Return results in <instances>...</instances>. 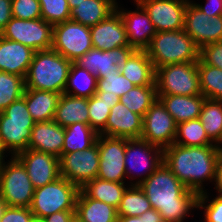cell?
Listing matches in <instances>:
<instances>
[{"label": "cell", "instance_id": "f546056e", "mask_svg": "<svg viewBox=\"0 0 222 222\" xmlns=\"http://www.w3.org/2000/svg\"><path fill=\"white\" fill-rule=\"evenodd\" d=\"M125 184V182H111L95 178L81 189L90 198L109 204L117 209L124 192L129 187Z\"/></svg>", "mask_w": 222, "mask_h": 222}, {"label": "cell", "instance_id": "60d3db41", "mask_svg": "<svg viewBox=\"0 0 222 222\" xmlns=\"http://www.w3.org/2000/svg\"><path fill=\"white\" fill-rule=\"evenodd\" d=\"M41 17L51 25L70 20L68 0H39Z\"/></svg>", "mask_w": 222, "mask_h": 222}, {"label": "cell", "instance_id": "e0dca14e", "mask_svg": "<svg viewBox=\"0 0 222 222\" xmlns=\"http://www.w3.org/2000/svg\"><path fill=\"white\" fill-rule=\"evenodd\" d=\"M148 13L156 32L182 30L187 2L183 0H135Z\"/></svg>", "mask_w": 222, "mask_h": 222}, {"label": "cell", "instance_id": "d6986e66", "mask_svg": "<svg viewBox=\"0 0 222 222\" xmlns=\"http://www.w3.org/2000/svg\"><path fill=\"white\" fill-rule=\"evenodd\" d=\"M134 2L137 5L135 11L120 9L118 2L116 10L120 13L124 22L130 47L145 51L156 34V30L145 9L135 0Z\"/></svg>", "mask_w": 222, "mask_h": 222}, {"label": "cell", "instance_id": "f6af8a7d", "mask_svg": "<svg viewBox=\"0 0 222 222\" xmlns=\"http://www.w3.org/2000/svg\"><path fill=\"white\" fill-rule=\"evenodd\" d=\"M0 222H37L30 208L6 206Z\"/></svg>", "mask_w": 222, "mask_h": 222}, {"label": "cell", "instance_id": "484cf974", "mask_svg": "<svg viewBox=\"0 0 222 222\" xmlns=\"http://www.w3.org/2000/svg\"><path fill=\"white\" fill-rule=\"evenodd\" d=\"M75 215L82 222H117V209L109 204L90 198L79 190Z\"/></svg>", "mask_w": 222, "mask_h": 222}, {"label": "cell", "instance_id": "1f68e13d", "mask_svg": "<svg viewBox=\"0 0 222 222\" xmlns=\"http://www.w3.org/2000/svg\"><path fill=\"white\" fill-rule=\"evenodd\" d=\"M65 129L62 153L83 151L93 146L99 134L86 123H74Z\"/></svg>", "mask_w": 222, "mask_h": 222}, {"label": "cell", "instance_id": "603a6c76", "mask_svg": "<svg viewBox=\"0 0 222 222\" xmlns=\"http://www.w3.org/2000/svg\"><path fill=\"white\" fill-rule=\"evenodd\" d=\"M36 51L0 36V71L26 77Z\"/></svg>", "mask_w": 222, "mask_h": 222}, {"label": "cell", "instance_id": "7c38bea8", "mask_svg": "<svg viewBox=\"0 0 222 222\" xmlns=\"http://www.w3.org/2000/svg\"><path fill=\"white\" fill-rule=\"evenodd\" d=\"M99 162L97 142L83 151L62 153L59 157L60 176L81 189L97 178Z\"/></svg>", "mask_w": 222, "mask_h": 222}, {"label": "cell", "instance_id": "52a82bcc", "mask_svg": "<svg viewBox=\"0 0 222 222\" xmlns=\"http://www.w3.org/2000/svg\"><path fill=\"white\" fill-rule=\"evenodd\" d=\"M157 95H202L197 62L168 64L156 69Z\"/></svg>", "mask_w": 222, "mask_h": 222}, {"label": "cell", "instance_id": "ba28073f", "mask_svg": "<svg viewBox=\"0 0 222 222\" xmlns=\"http://www.w3.org/2000/svg\"><path fill=\"white\" fill-rule=\"evenodd\" d=\"M11 161H4L0 173V198L8 207L30 208L34 187L23 163L11 156Z\"/></svg>", "mask_w": 222, "mask_h": 222}, {"label": "cell", "instance_id": "44dd1931", "mask_svg": "<svg viewBox=\"0 0 222 222\" xmlns=\"http://www.w3.org/2000/svg\"><path fill=\"white\" fill-rule=\"evenodd\" d=\"M92 46L99 50H112L130 46L124 22L115 10L106 19L90 27Z\"/></svg>", "mask_w": 222, "mask_h": 222}, {"label": "cell", "instance_id": "cb8c5ba5", "mask_svg": "<svg viewBox=\"0 0 222 222\" xmlns=\"http://www.w3.org/2000/svg\"><path fill=\"white\" fill-rule=\"evenodd\" d=\"M157 98L177 124L199 118L205 101L203 95H157Z\"/></svg>", "mask_w": 222, "mask_h": 222}, {"label": "cell", "instance_id": "bcb514c9", "mask_svg": "<svg viewBox=\"0 0 222 222\" xmlns=\"http://www.w3.org/2000/svg\"><path fill=\"white\" fill-rule=\"evenodd\" d=\"M162 217L159 212L155 209H149L141 216L131 217V216H118L117 222H161Z\"/></svg>", "mask_w": 222, "mask_h": 222}, {"label": "cell", "instance_id": "f1b7e54d", "mask_svg": "<svg viewBox=\"0 0 222 222\" xmlns=\"http://www.w3.org/2000/svg\"><path fill=\"white\" fill-rule=\"evenodd\" d=\"M116 0H84L70 10L71 20L85 26H94L116 10Z\"/></svg>", "mask_w": 222, "mask_h": 222}, {"label": "cell", "instance_id": "9f6ffc18", "mask_svg": "<svg viewBox=\"0 0 222 222\" xmlns=\"http://www.w3.org/2000/svg\"><path fill=\"white\" fill-rule=\"evenodd\" d=\"M183 1H185V2H187V3L193 2V1H190V0H183Z\"/></svg>", "mask_w": 222, "mask_h": 222}, {"label": "cell", "instance_id": "ab89813d", "mask_svg": "<svg viewBox=\"0 0 222 222\" xmlns=\"http://www.w3.org/2000/svg\"><path fill=\"white\" fill-rule=\"evenodd\" d=\"M135 85L123 76L120 72L117 74L110 73L102 79H97V91L95 95H113L119 97L125 95Z\"/></svg>", "mask_w": 222, "mask_h": 222}, {"label": "cell", "instance_id": "6da1fadb", "mask_svg": "<svg viewBox=\"0 0 222 222\" xmlns=\"http://www.w3.org/2000/svg\"><path fill=\"white\" fill-rule=\"evenodd\" d=\"M166 222H183L197 208L198 194L189 190L163 163L139 186Z\"/></svg>", "mask_w": 222, "mask_h": 222}, {"label": "cell", "instance_id": "681fc988", "mask_svg": "<svg viewBox=\"0 0 222 222\" xmlns=\"http://www.w3.org/2000/svg\"><path fill=\"white\" fill-rule=\"evenodd\" d=\"M75 216V211H59L43 218L40 222H71Z\"/></svg>", "mask_w": 222, "mask_h": 222}, {"label": "cell", "instance_id": "836d02e7", "mask_svg": "<svg viewBox=\"0 0 222 222\" xmlns=\"http://www.w3.org/2000/svg\"><path fill=\"white\" fill-rule=\"evenodd\" d=\"M120 97L113 95H93L88 98L89 125L99 134L108 121L111 107L119 102Z\"/></svg>", "mask_w": 222, "mask_h": 222}, {"label": "cell", "instance_id": "db71d44e", "mask_svg": "<svg viewBox=\"0 0 222 222\" xmlns=\"http://www.w3.org/2000/svg\"><path fill=\"white\" fill-rule=\"evenodd\" d=\"M6 206L7 205L0 198V220H1L2 216H3V213H4V210H5Z\"/></svg>", "mask_w": 222, "mask_h": 222}, {"label": "cell", "instance_id": "816d5d0a", "mask_svg": "<svg viewBox=\"0 0 222 222\" xmlns=\"http://www.w3.org/2000/svg\"><path fill=\"white\" fill-rule=\"evenodd\" d=\"M84 0H68V6L71 10L74 7H77V4L82 3Z\"/></svg>", "mask_w": 222, "mask_h": 222}, {"label": "cell", "instance_id": "c3c4849f", "mask_svg": "<svg viewBox=\"0 0 222 222\" xmlns=\"http://www.w3.org/2000/svg\"><path fill=\"white\" fill-rule=\"evenodd\" d=\"M12 0H0V33L12 19Z\"/></svg>", "mask_w": 222, "mask_h": 222}, {"label": "cell", "instance_id": "7bdbcfd3", "mask_svg": "<svg viewBox=\"0 0 222 222\" xmlns=\"http://www.w3.org/2000/svg\"><path fill=\"white\" fill-rule=\"evenodd\" d=\"M11 10L12 17L18 19L32 20L42 18L39 0H12Z\"/></svg>", "mask_w": 222, "mask_h": 222}, {"label": "cell", "instance_id": "4fadbf2b", "mask_svg": "<svg viewBox=\"0 0 222 222\" xmlns=\"http://www.w3.org/2000/svg\"><path fill=\"white\" fill-rule=\"evenodd\" d=\"M176 132L177 123L157 98L143 117L140 138L164 150L174 143Z\"/></svg>", "mask_w": 222, "mask_h": 222}, {"label": "cell", "instance_id": "d6a6232c", "mask_svg": "<svg viewBox=\"0 0 222 222\" xmlns=\"http://www.w3.org/2000/svg\"><path fill=\"white\" fill-rule=\"evenodd\" d=\"M199 119L209 139L222 145V100L205 98ZM221 144V145H220Z\"/></svg>", "mask_w": 222, "mask_h": 222}, {"label": "cell", "instance_id": "3957f363", "mask_svg": "<svg viewBox=\"0 0 222 222\" xmlns=\"http://www.w3.org/2000/svg\"><path fill=\"white\" fill-rule=\"evenodd\" d=\"M71 64L53 49L36 51L25 77L26 89L63 94Z\"/></svg>", "mask_w": 222, "mask_h": 222}, {"label": "cell", "instance_id": "b9f144b4", "mask_svg": "<svg viewBox=\"0 0 222 222\" xmlns=\"http://www.w3.org/2000/svg\"><path fill=\"white\" fill-rule=\"evenodd\" d=\"M207 191L198 195L197 209H204V217L207 222H222V196L218 195L209 200ZM209 203L206 205V203Z\"/></svg>", "mask_w": 222, "mask_h": 222}, {"label": "cell", "instance_id": "f5cc1de1", "mask_svg": "<svg viewBox=\"0 0 222 222\" xmlns=\"http://www.w3.org/2000/svg\"><path fill=\"white\" fill-rule=\"evenodd\" d=\"M6 152H4V150H0V173H1V170H2V166H3V163H4V159H5V154Z\"/></svg>", "mask_w": 222, "mask_h": 222}, {"label": "cell", "instance_id": "5bb4252c", "mask_svg": "<svg viewBox=\"0 0 222 222\" xmlns=\"http://www.w3.org/2000/svg\"><path fill=\"white\" fill-rule=\"evenodd\" d=\"M96 142L100 157L97 178L111 182H126V139L99 134Z\"/></svg>", "mask_w": 222, "mask_h": 222}, {"label": "cell", "instance_id": "7a4b0ae2", "mask_svg": "<svg viewBox=\"0 0 222 222\" xmlns=\"http://www.w3.org/2000/svg\"><path fill=\"white\" fill-rule=\"evenodd\" d=\"M222 146H181L173 143L163 150V161L177 179L198 195L205 192L203 182L215 180Z\"/></svg>", "mask_w": 222, "mask_h": 222}, {"label": "cell", "instance_id": "9a60e30c", "mask_svg": "<svg viewBox=\"0 0 222 222\" xmlns=\"http://www.w3.org/2000/svg\"><path fill=\"white\" fill-rule=\"evenodd\" d=\"M183 30L198 48L222 41V16H208L194 2L187 4Z\"/></svg>", "mask_w": 222, "mask_h": 222}, {"label": "cell", "instance_id": "8992f818", "mask_svg": "<svg viewBox=\"0 0 222 222\" xmlns=\"http://www.w3.org/2000/svg\"><path fill=\"white\" fill-rule=\"evenodd\" d=\"M79 188L64 177L34 189L30 206L37 222L59 211H75Z\"/></svg>", "mask_w": 222, "mask_h": 222}, {"label": "cell", "instance_id": "5b68a950", "mask_svg": "<svg viewBox=\"0 0 222 222\" xmlns=\"http://www.w3.org/2000/svg\"><path fill=\"white\" fill-rule=\"evenodd\" d=\"M34 124L23 96L0 112V144L4 152L16 156L27 150Z\"/></svg>", "mask_w": 222, "mask_h": 222}, {"label": "cell", "instance_id": "7402d4cb", "mask_svg": "<svg viewBox=\"0 0 222 222\" xmlns=\"http://www.w3.org/2000/svg\"><path fill=\"white\" fill-rule=\"evenodd\" d=\"M64 137V127L54 120L35 122L28 149L49 153L59 158L62 155Z\"/></svg>", "mask_w": 222, "mask_h": 222}, {"label": "cell", "instance_id": "4316f807", "mask_svg": "<svg viewBox=\"0 0 222 222\" xmlns=\"http://www.w3.org/2000/svg\"><path fill=\"white\" fill-rule=\"evenodd\" d=\"M53 120L64 128L74 123L89 124L88 98L61 94Z\"/></svg>", "mask_w": 222, "mask_h": 222}, {"label": "cell", "instance_id": "9c48e42d", "mask_svg": "<svg viewBox=\"0 0 222 222\" xmlns=\"http://www.w3.org/2000/svg\"><path fill=\"white\" fill-rule=\"evenodd\" d=\"M0 36L21 43L34 51L52 49L53 25L43 18L23 20L12 17Z\"/></svg>", "mask_w": 222, "mask_h": 222}, {"label": "cell", "instance_id": "e575fe53", "mask_svg": "<svg viewBox=\"0 0 222 222\" xmlns=\"http://www.w3.org/2000/svg\"><path fill=\"white\" fill-rule=\"evenodd\" d=\"M157 99L156 85L134 86L119 101L129 110L144 117Z\"/></svg>", "mask_w": 222, "mask_h": 222}, {"label": "cell", "instance_id": "d4e9b609", "mask_svg": "<svg viewBox=\"0 0 222 222\" xmlns=\"http://www.w3.org/2000/svg\"><path fill=\"white\" fill-rule=\"evenodd\" d=\"M119 71L135 86L156 85V70L146 51L135 50Z\"/></svg>", "mask_w": 222, "mask_h": 222}, {"label": "cell", "instance_id": "11a10c76", "mask_svg": "<svg viewBox=\"0 0 222 222\" xmlns=\"http://www.w3.org/2000/svg\"><path fill=\"white\" fill-rule=\"evenodd\" d=\"M71 222H82L78 217H74Z\"/></svg>", "mask_w": 222, "mask_h": 222}, {"label": "cell", "instance_id": "ffe728a7", "mask_svg": "<svg viewBox=\"0 0 222 222\" xmlns=\"http://www.w3.org/2000/svg\"><path fill=\"white\" fill-rule=\"evenodd\" d=\"M143 117L129 110L120 101L111 107L106 127L100 135L125 139H139L142 133Z\"/></svg>", "mask_w": 222, "mask_h": 222}, {"label": "cell", "instance_id": "ac0fdd59", "mask_svg": "<svg viewBox=\"0 0 222 222\" xmlns=\"http://www.w3.org/2000/svg\"><path fill=\"white\" fill-rule=\"evenodd\" d=\"M16 157L23 163L34 189L60 178L59 158L55 155L27 149Z\"/></svg>", "mask_w": 222, "mask_h": 222}, {"label": "cell", "instance_id": "4dcf8cb0", "mask_svg": "<svg viewBox=\"0 0 222 222\" xmlns=\"http://www.w3.org/2000/svg\"><path fill=\"white\" fill-rule=\"evenodd\" d=\"M96 91L97 77L72 62L63 93L75 97L90 98Z\"/></svg>", "mask_w": 222, "mask_h": 222}, {"label": "cell", "instance_id": "f35d334b", "mask_svg": "<svg viewBox=\"0 0 222 222\" xmlns=\"http://www.w3.org/2000/svg\"><path fill=\"white\" fill-rule=\"evenodd\" d=\"M25 89L24 77L0 71V112L21 98Z\"/></svg>", "mask_w": 222, "mask_h": 222}, {"label": "cell", "instance_id": "2e32d148", "mask_svg": "<svg viewBox=\"0 0 222 222\" xmlns=\"http://www.w3.org/2000/svg\"><path fill=\"white\" fill-rule=\"evenodd\" d=\"M134 51L135 49L130 46H123L112 50H99L92 47L75 63L95 75L97 79H102L110 73H119V69L124 66Z\"/></svg>", "mask_w": 222, "mask_h": 222}, {"label": "cell", "instance_id": "83f0119b", "mask_svg": "<svg viewBox=\"0 0 222 222\" xmlns=\"http://www.w3.org/2000/svg\"><path fill=\"white\" fill-rule=\"evenodd\" d=\"M61 94L44 90L25 89V98L28 111L35 122L54 119L56 108Z\"/></svg>", "mask_w": 222, "mask_h": 222}, {"label": "cell", "instance_id": "8fae6325", "mask_svg": "<svg viewBox=\"0 0 222 222\" xmlns=\"http://www.w3.org/2000/svg\"><path fill=\"white\" fill-rule=\"evenodd\" d=\"M89 26L67 20L53 26L52 49L75 62L92 48Z\"/></svg>", "mask_w": 222, "mask_h": 222}, {"label": "cell", "instance_id": "d590c367", "mask_svg": "<svg viewBox=\"0 0 222 222\" xmlns=\"http://www.w3.org/2000/svg\"><path fill=\"white\" fill-rule=\"evenodd\" d=\"M174 143L181 146L216 145L207 136L199 118L178 123Z\"/></svg>", "mask_w": 222, "mask_h": 222}, {"label": "cell", "instance_id": "8d00e7d4", "mask_svg": "<svg viewBox=\"0 0 222 222\" xmlns=\"http://www.w3.org/2000/svg\"><path fill=\"white\" fill-rule=\"evenodd\" d=\"M149 209H152V206L145 192L139 186L129 184L117 208V214L118 216L139 217Z\"/></svg>", "mask_w": 222, "mask_h": 222}, {"label": "cell", "instance_id": "277c9868", "mask_svg": "<svg viewBox=\"0 0 222 222\" xmlns=\"http://www.w3.org/2000/svg\"><path fill=\"white\" fill-rule=\"evenodd\" d=\"M145 51L155 70L168 64L198 62L200 53L194 40L183 29L156 32Z\"/></svg>", "mask_w": 222, "mask_h": 222}, {"label": "cell", "instance_id": "ee69618b", "mask_svg": "<svg viewBox=\"0 0 222 222\" xmlns=\"http://www.w3.org/2000/svg\"><path fill=\"white\" fill-rule=\"evenodd\" d=\"M199 59L204 64L222 69V41L200 48Z\"/></svg>", "mask_w": 222, "mask_h": 222}, {"label": "cell", "instance_id": "74e56055", "mask_svg": "<svg viewBox=\"0 0 222 222\" xmlns=\"http://www.w3.org/2000/svg\"><path fill=\"white\" fill-rule=\"evenodd\" d=\"M201 93L205 98L222 100V69L197 62Z\"/></svg>", "mask_w": 222, "mask_h": 222}, {"label": "cell", "instance_id": "30bf717a", "mask_svg": "<svg viewBox=\"0 0 222 222\" xmlns=\"http://www.w3.org/2000/svg\"><path fill=\"white\" fill-rule=\"evenodd\" d=\"M124 163L126 177L128 176V178L132 179L130 181H133L135 177L136 179L139 177L137 179L138 181L136 180L134 183L130 182L131 186H140V184H142V182H144L163 163V149L152 145L141 138L126 139ZM139 168H141V170L145 168L143 169L144 173L141 172L140 174L138 170L135 174L136 176L132 174Z\"/></svg>", "mask_w": 222, "mask_h": 222}, {"label": "cell", "instance_id": "f907efd6", "mask_svg": "<svg viewBox=\"0 0 222 222\" xmlns=\"http://www.w3.org/2000/svg\"><path fill=\"white\" fill-rule=\"evenodd\" d=\"M215 189L218 195L222 196V154L218 158L215 172Z\"/></svg>", "mask_w": 222, "mask_h": 222}, {"label": "cell", "instance_id": "7dc6e473", "mask_svg": "<svg viewBox=\"0 0 222 222\" xmlns=\"http://www.w3.org/2000/svg\"><path fill=\"white\" fill-rule=\"evenodd\" d=\"M195 6L208 16H222V0H207L206 6L194 3Z\"/></svg>", "mask_w": 222, "mask_h": 222}]
</instances>
